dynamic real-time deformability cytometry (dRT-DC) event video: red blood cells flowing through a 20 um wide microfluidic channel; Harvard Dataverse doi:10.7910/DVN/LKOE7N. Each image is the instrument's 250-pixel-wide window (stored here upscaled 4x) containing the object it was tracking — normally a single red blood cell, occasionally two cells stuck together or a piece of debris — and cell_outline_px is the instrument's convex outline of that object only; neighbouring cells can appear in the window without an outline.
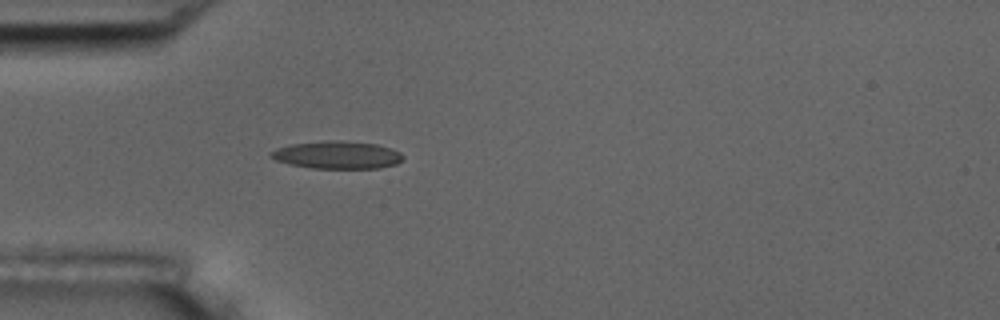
{"species": "common noctule bat (a hibernating species)", "species_latin": "Nyctalus noctula", "temperature_condition": "room temperature", "stored_images_in_passage": 39, "camera_frame_rate_fps": 3000, "um_per_image_px": 0.085, "animal": {"sex": "male", "body_mass_g": 17.5, "forearm_length_mm": 52.3}, "frame": {"image": 1, "passage_image": 1, "time_ms": 0.0, "image_size_px": [1000, 320], "cell_outline_px": [[404, 156], [396, 164], [376, 168], [312, 168], [292, 164], [276, 160], [268, 152], [276, 148], [292, 144], [376, 144], [400, 152]], "centroid_in_image_um": [28.66, 13.23], "position_along_channel_um": 56.3, "area_um2": 19.59}}
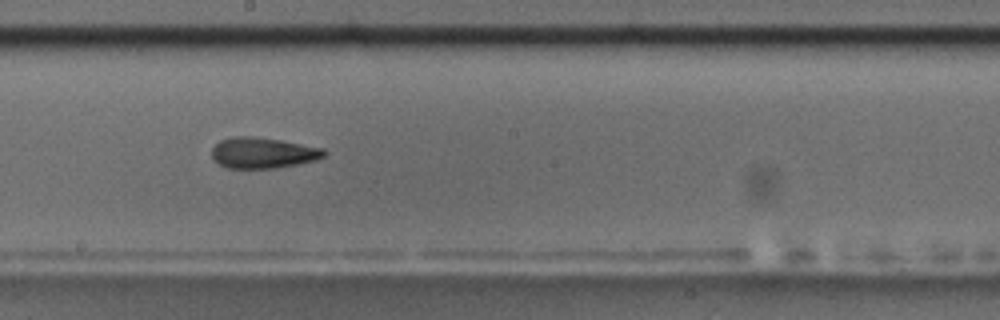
{"frame": {"image": 2, "passage_image": 15, "time_ms": 4.667, "image_size_px": [1000, 320], "cell_outline_px": [[328, 152], [324, 156], [316, 160], [276, 168], [228, 168], [220, 164], [212, 156], [212, 148], [220, 140], [236, 136], [248, 136], [280, 140], [324, 148]], "centroid_in_image_um": [22.37, 12.99], "position_along_channel_um": 225.8, "area_um2": 20.0}}
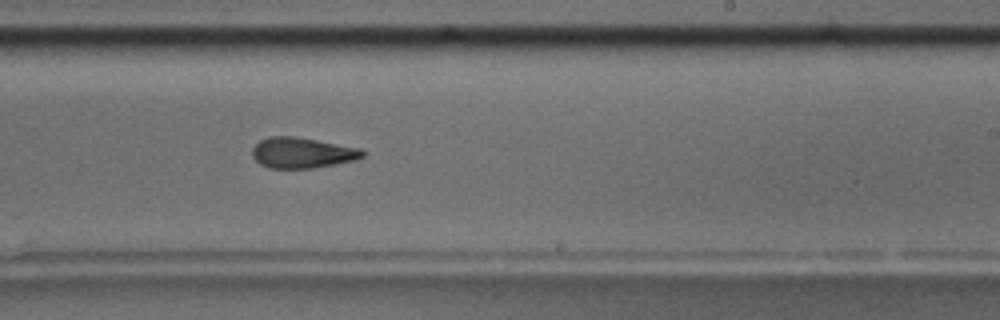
{"frame": {"image": 3, "passage_image": 18, "time_ms": 5.667, "image_size_px": [1000, 320], "cell_outline_px": [[364, 156], [356, 160], [312, 168], [268, 168], [260, 164], [252, 156], [252, 148], [260, 140], [268, 136], [292, 136], [316, 140], [360, 148], [364, 152]], "centroid_in_image_um": [25.66, 12.99], "position_along_channel_um": 263.3, "area_um2": 19.59}, "authors_computed_cell_mechanics": {"area_um2": 19.941, "velocity_mm_per_s": 3.7496, "shape_relaxation_time_tau1_ms": 7.6314, "shape_relaxation_time_tau2_ms": 3.0405, "deformation_change_tau1": 0.2141, "deformation_change_tau2": 0.1185}}